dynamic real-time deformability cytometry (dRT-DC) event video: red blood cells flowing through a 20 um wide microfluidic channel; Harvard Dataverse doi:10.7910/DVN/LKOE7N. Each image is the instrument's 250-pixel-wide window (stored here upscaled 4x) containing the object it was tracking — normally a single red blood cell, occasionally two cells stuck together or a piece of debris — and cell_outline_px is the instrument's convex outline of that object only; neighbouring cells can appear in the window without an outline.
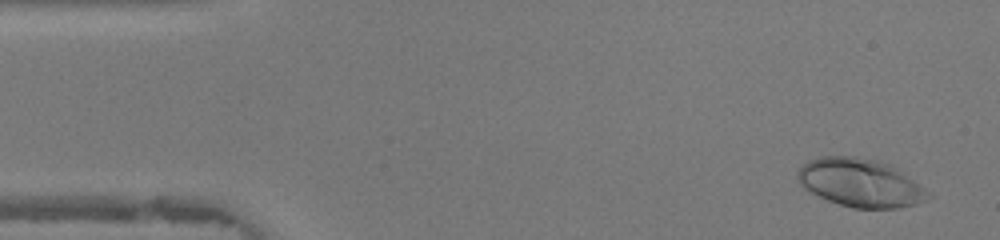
{"species": "human", "species_latin": "Homo sapiens", "temperature_condition": "warm", "stored_images_in_passage": 46, "camera_frame_rate_fps": 3000, "um_per_image_px": 0.085, "donor": {"sex": "female"}, "frame": {"image": 1, "passage_image": 2, "time_ms": 0.333, "image_size_px": [1000, 240], "cell_outline_px": [[932, 196], [928, 200], [916, 204], [896, 208], [852, 208], [828, 200], [804, 188], [796, 180], [796, 172], [800, 164], [808, 160], [820, 156], [856, 156], [876, 160], [888, 164], [896, 168], [920, 184]], "centroid_in_image_um": [73.09, 15.53], "position_along_channel_um": 11.9, "area_um2": 36.82}}
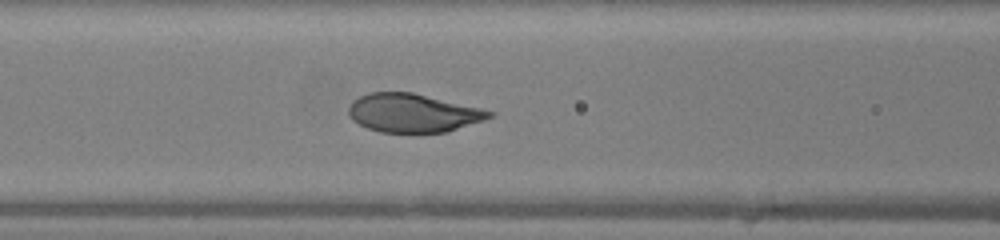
{"frame": {"image": 2, "passage_image": 18, "time_ms": 5.667, "image_size_px": [1000, 240], "cell_outline_px": [[496, 112], [492, 116], [484, 120], [448, 132], [380, 132], [368, 128], [352, 120], [348, 112], [348, 108], [352, 100], [368, 92], [412, 92], [480, 108]], "centroid_in_image_um": [35.09, 9.6], "position_along_channel_um": 131.5, "area_um2": 31.5}}
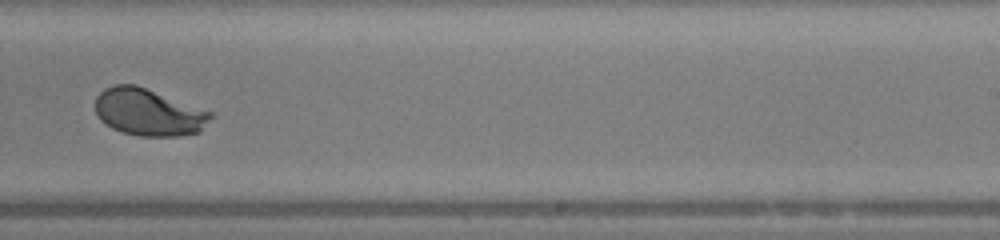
{"frame": {"image": 3, "passage_image": 28, "time_ms": 9.0, "image_size_px": [1000, 240], "cell_outline_px": [[212, 116], [200, 132], [176, 136], [140, 136], [124, 132], [112, 128], [100, 120], [96, 112], [96, 96], [104, 88], [112, 84], [136, 84], [212, 112]], "centroid_in_image_um": [12.6, 9.53], "position_along_channel_um": 276.4, "area_um2": 31.56}, "authors_computed_cell_mechanics": {"area_um2": 32.5703, "velocity_mm_per_s": 4.3592, "shape_relaxation_time_tau1_ms": 2.0411, "shape_relaxation_time_tau2_ms": null, "deformation_change_tau1": 0.1735, "deformation_change_tau2": null}}